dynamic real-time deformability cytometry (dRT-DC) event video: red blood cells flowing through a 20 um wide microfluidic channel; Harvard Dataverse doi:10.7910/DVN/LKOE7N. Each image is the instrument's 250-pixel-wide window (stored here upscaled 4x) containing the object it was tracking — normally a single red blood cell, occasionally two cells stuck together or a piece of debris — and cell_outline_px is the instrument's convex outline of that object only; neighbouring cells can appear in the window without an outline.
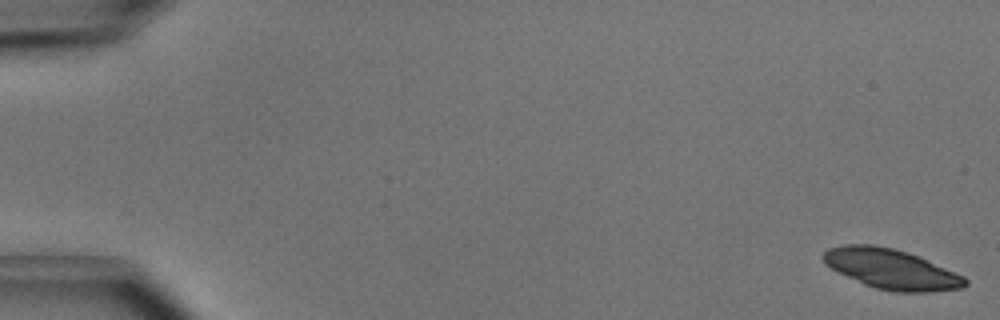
{"species": "common noctule bat (a hibernating species)", "species_latin": "Nyctalus noctula", "temperature_condition": "cold", "stored_images_in_passage": 50, "camera_frame_rate_fps": 3000, "um_per_image_px": 0.085, "animal": {"sex": "male", "body_mass_g": 15.6}, "frame": {"image": 1, "passage_image": 1, "time_ms": 0.0, "image_size_px": [1000, 320], "cell_outline_px": [[968, 284], [960, 288], [928, 292], [896, 292], [876, 288], [864, 284], [824, 264], [820, 256], [828, 248], [844, 244], [872, 244], [892, 248], [908, 252], [964, 276], [968, 280]], "centroid_in_image_um": [75.73, 22.86], "position_along_channel_um": 9.3, "area_um2": 32.83}}